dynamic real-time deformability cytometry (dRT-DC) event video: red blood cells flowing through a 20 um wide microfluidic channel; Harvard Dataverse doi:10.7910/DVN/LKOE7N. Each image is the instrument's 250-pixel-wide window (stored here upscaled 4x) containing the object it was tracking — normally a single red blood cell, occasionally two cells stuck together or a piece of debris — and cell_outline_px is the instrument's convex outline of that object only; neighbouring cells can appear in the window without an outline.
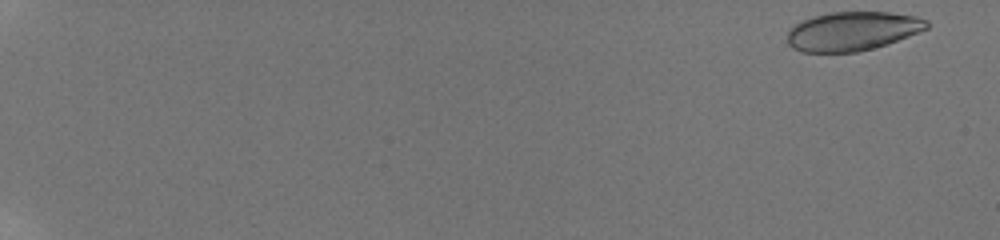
{"species": "human", "species_latin": "Homo sapiens", "temperature_condition": "room temperature", "stored_images_in_passage": 25, "camera_frame_rate_fps": 3000, "um_per_image_px": 0.085, "donor": {"sex": "male"}, "frame": {"image": 1, "passage_image": 1, "time_ms": 0.0, "image_size_px": [1000, 240], "cell_outline_px": [[928, 28], [888, 44], [856, 52], [804, 52], [792, 48], [788, 44], [788, 32], [800, 20], [812, 16], [828, 12], [888, 12], [916, 16], [928, 20]], "centroid_in_image_um": [72.45, 2.64], "position_along_channel_um": 12.6, "area_um2": 31.67}}
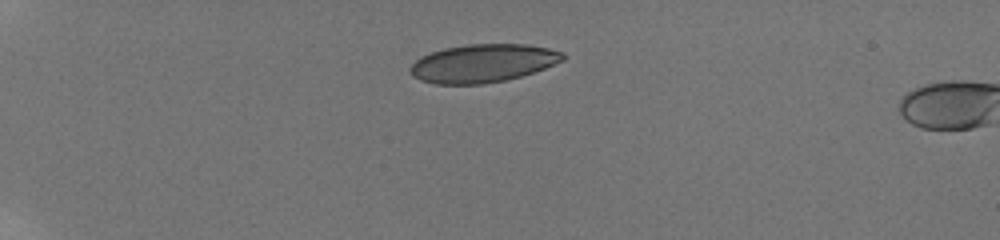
{"frame": {"image": 2, "passage_image": 21, "time_ms": 5.0, "image_size_px": [1000, 240], "cell_outline_px": [[564, 60], [544, 68], [520, 76], [504, 80], [480, 84], [436, 84], [420, 80], [412, 76], [408, 72], [408, 68], [420, 56], [444, 48], [468, 44], [528, 44], [548, 48], [564, 52]], "centroid_in_image_um": [41.01, 5.37], "position_along_channel_um": 44.0, "area_um2": 33.93}}